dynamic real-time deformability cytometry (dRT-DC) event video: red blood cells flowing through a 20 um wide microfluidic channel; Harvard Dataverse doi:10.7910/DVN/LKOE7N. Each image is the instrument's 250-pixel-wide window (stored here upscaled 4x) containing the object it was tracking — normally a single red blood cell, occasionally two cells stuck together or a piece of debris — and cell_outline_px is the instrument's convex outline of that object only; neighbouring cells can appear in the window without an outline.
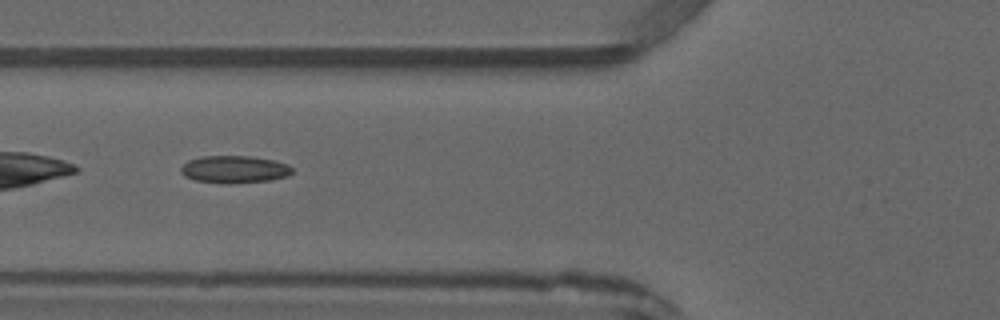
{"species": "common noctule bat (a hibernating species)", "species_latin": "Nyctalus noctula", "temperature_condition": "warm", "stored_images_in_passage": 4, "camera_frame_rate_fps": 3000, "um_per_image_px": 0.085, "animal": {"sex": "male", "forearm_length_mm": 52.5}, "frame": {"image": 1, "passage_image": 4, "time_ms": 3.667, "image_size_px": [1000, 320], "cell_outline_px": [[292, 172], [288, 176], [272, 180], [232, 184], [228, 184], [196, 180], [184, 176], [180, 172], [180, 168], [188, 160], [200, 156], [252, 156], [272, 160], [288, 164], [292, 168]], "centroid_in_image_um": [19.92, 14.4], "position_along_channel_um": 105.9, "area_um2": 17.92}}